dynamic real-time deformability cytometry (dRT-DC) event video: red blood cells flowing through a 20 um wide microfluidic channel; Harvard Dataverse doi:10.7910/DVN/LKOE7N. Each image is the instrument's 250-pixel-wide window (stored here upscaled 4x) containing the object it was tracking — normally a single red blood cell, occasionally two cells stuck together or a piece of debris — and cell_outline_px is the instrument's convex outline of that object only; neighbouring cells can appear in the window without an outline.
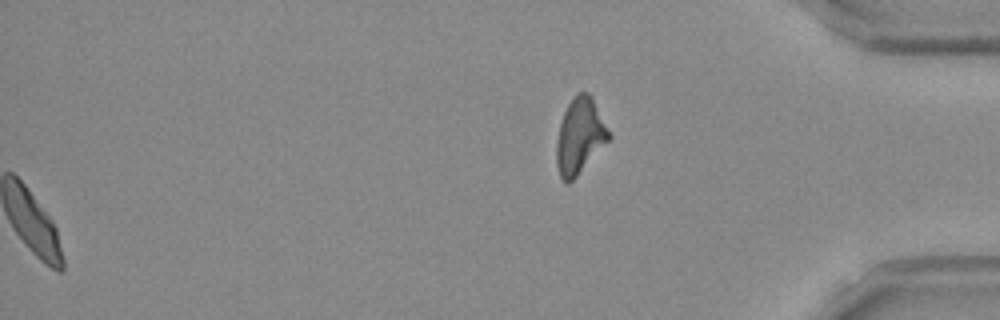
{"species": "Egyptian fruit bat (a non-hibernating species)", "species_latin": "Rousettus aegyptiacus", "temperature_condition": "room temperature", "stored_images_in_passage": 49, "segment_of_instrument_passage": [2, 2], "camera_frame_rate_fps": 3000, "um_per_image_px": 0.085, "frame": {"image": 1, "passage_image": 49, "time_ms": 16.0, "image_size_px": [1000, 320], "cell_outline_px": [[612, 136], [576, 176], [568, 184], [560, 176], [556, 164], [556, 140], [560, 124], [564, 112], [568, 104], [580, 92], [588, 92]], "centroid_in_image_um": [49.26, 11.59], "position_along_channel_um": 385.9, "area_um2": 22.37}}